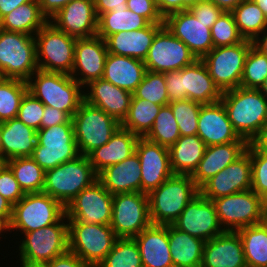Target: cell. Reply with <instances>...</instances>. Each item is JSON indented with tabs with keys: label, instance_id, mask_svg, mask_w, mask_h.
I'll use <instances>...</instances> for the list:
<instances>
[{
	"label": "cell",
	"instance_id": "cell-5",
	"mask_svg": "<svg viewBox=\"0 0 267 267\" xmlns=\"http://www.w3.org/2000/svg\"><path fill=\"white\" fill-rule=\"evenodd\" d=\"M38 69L35 36L0 29V78L27 81Z\"/></svg>",
	"mask_w": 267,
	"mask_h": 267
},
{
	"label": "cell",
	"instance_id": "cell-57",
	"mask_svg": "<svg viewBox=\"0 0 267 267\" xmlns=\"http://www.w3.org/2000/svg\"><path fill=\"white\" fill-rule=\"evenodd\" d=\"M73 0H39V5L43 15L48 21L58 13L65 5Z\"/></svg>",
	"mask_w": 267,
	"mask_h": 267
},
{
	"label": "cell",
	"instance_id": "cell-9",
	"mask_svg": "<svg viewBox=\"0 0 267 267\" xmlns=\"http://www.w3.org/2000/svg\"><path fill=\"white\" fill-rule=\"evenodd\" d=\"M17 246L15 252H18V258L29 262L47 263L67 252L69 239L66 215L55 224L24 233Z\"/></svg>",
	"mask_w": 267,
	"mask_h": 267
},
{
	"label": "cell",
	"instance_id": "cell-65",
	"mask_svg": "<svg viewBox=\"0 0 267 267\" xmlns=\"http://www.w3.org/2000/svg\"><path fill=\"white\" fill-rule=\"evenodd\" d=\"M10 233V222L2 215H0V238L4 237V234Z\"/></svg>",
	"mask_w": 267,
	"mask_h": 267
},
{
	"label": "cell",
	"instance_id": "cell-45",
	"mask_svg": "<svg viewBox=\"0 0 267 267\" xmlns=\"http://www.w3.org/2000/svg\"><path fill=\"white\" fill-rule=\"evenodd\" d=\"M133 96L157 105H168L170 102L166 91L164 73L147 70L143 80L133 92Z\"/></svg>",
	"mask_w": 267,
	"mask_h": 267
},
{
	"label": "cell",
	"instance_id": "cell-68",
	"mask_svg": "<svg viewBox=\"0 0 267 267\" xmlns=\"http://www.w3.org/2000/svg\"><path fill=\"white\" fill-rule=\"evenodd\" d=\"M258 7L263 11L264 15L267 17V0H252Z\"/></svg>",
	"mask_w": 267,
	"mask_h": 267
},
{
	"label": "cell",
	"instance_id": "cell-58",
	"mask_svg": "<svg viewBox=\"0 0 267 267\" xmlns=\"http://www.w3.org/2000/svg\"><path fill=\"white\" fill-rule=\"evenodd\" d=\"M155 3L163 18L171 13L184 10V0H155Z\"/></svg>",
	"mask_w": 267,
	"mask_h": 267
},
{
	"label": "cell",
	"instance_id": "cell-7",
	"mask_svg": "<svg viewBox=\"0 0 267 267\" xmlns=\"http://www.w3.org/2000/svg\"><path fill=\"white\" fill-rule=\"evenodd\" d=\"M72 121L79 154L84 156L106 144L121 126L116 119L85 100L79 105Z\"/></svg>",
	"mask_w": 267,
	"mask_h": 267
},
{
	"label": "cell",
	"instance_id": "cell-21",
	"mask_svg": "<svg viewBox=\"0 0 267 267\" xmlns=\"http://www.w3.org/2000/svg\"><path fill=\"white\" fill-rule=\"evenodd\" d=\"M49 22L76 39L96 36L98 17L94 0H73L56 13Z\"/></svg>",
	"mask_w": 267,
	"mask_h": 267
},
{
	"label": "cell",
	"instance_id": "cell-69",
	"mask_svg": "<svg viewBox=\"0 0 267 267\" xmlns=\"http://www.w3.org/2000/svg\"><path fill=\"white\" fill-rule=\"evenodd\" d=\"M259 90L267 98V77L264 80L263 84L260 86Z\"/></svg>",
	"mask_w": 267,
	"mask_h": 267
},
{
	"label": "cell",
	"instance_id": "cell-6",
	"mask_svg": "<svg viewBox=\"0 0 267 267\" xmlns=\"http://www.w3.org/2000/svg\"><path fill=\"white\" fill-rule=\"evenodd\" d=\"M64 215L65 207L50 195L43 192L25 193L13 205L10 234L13 232L22 237L24 233L57 223Z\"/></svg>",
	"mask_w": 267,
	"mask_h": 267
},
{
	"label": "cell",
	"instance_id": "cell-54",
	"mask_svg": "<svg viewBox=\"0 0 267 267\" xmlns=\"http://www.w3.org/2000/svg\"><path fill=\"white\" fill-rule=\"evenodd\" d=\"M164 77L166 80V91L169 102L175 100H186L187 92L184 90L181 70L166 72L164 73Z\"/></svg>",
	"mask_w": 267,
	"mask_h": 267
},
{
	"label": "cell",
	"instance_id": "cell-18",
	"mask_svg": "<svg viewBox=\"0 0 267 267\" xmlns=\"http://www.w3.org/2000/svg\"><path fill=\"white\" fill-rule=\"evenodd\" d=\"M164 25L189 48L196 59H202L214 48L211 28L197 20L189 9L167 15Z\"/></svg>",
	"mask_w": 267,
	"mask_h": 267
},
{
	"label": "cell",
	"instance_id": "cell-27",
	"mask_svg": "<svg viewBox=\"0 0 267 267\" xmlns=\"http://www.w3.org/2000/svg\"><path fill=\"white\" fill-rule=\"evenodd\" d=\"M164 24L150 23L147 27L134 31H122L106 37L108 53L128 56L144 61L156 33Z\"/></svg>",
	"mask_w": 267,
	"mask_h": 267
},
{
	"label": "cell",
	"instance_id": "cell-12",
	"mask_svg": "<svg viewBox=\"0 0 267 267\" xmlns=\"http://www.w3.org/2000/svg\"><path fill=\"white\" fill-rule=\"evenodd\" d=\"M252 45V41L244 40L231 46L214 47L201 59L222 92L240 86L246 57Z\"/></svg>",
	"mask_w": 267,
	"mask_h": 267
},
{
	"label": "cell",
	"instance_id": "cell-2",
	"mask_svg": "<svg viewBox=\"0 0 267 267\" xmlns=\"http://www.w3.org/2000/svg\"><path fill=\"white\" fill-rule=\"evenodd\" d=\"M28 92L44 105L71 118L84 100L83 87L69 74L38 69L28 80Z\"/></svg>",
	"mask_w": 267,
	"mask_h": 267
},
{
	"label": "cell",
	"instance_id": "cell-33",
	"mask_svg": "<svg viewBox=\"0 0 267 267\" xmlns=\"http://www.w3.org/2000/svg\"><path fill=\"white\" fill-rule=\"evenodd\" d=\"M146 71L142 60L108 53L102 79L133 93L143 80Z\"/></svg>",
	"mask_w": 267,
	"mask_h": 267
},
{
	"label": "cell",
	"instance_id": "cell-64",
	"mask_svg": "<svg viewBox=\"0 0 267 267\" xmlns=\"http://www.w3.org/2000/svg\"><path fill=\"white\" fill-rule=\"evenodd\" d=\"M260 149L267 150V122L264 124L260 134L253 140Z\"/></svg>",
	"mask_w": 267,
	"mask_h": 267
},
{
	"label": "cell",
	"instance_id": "cell-61",
	"mask_svg": "<svg viewBox=\"0 0 267 267\" xmlns=\"http://www.w3.org/2000/svg\"><path fill=\"white\" fill-rule=\"evenodd\" d=\"M225 12H231L244 0H210Z\"/></svg>",
	"mask_w": 267,
	"mask_h": 267
},
{
	"label": "cell",
	"instance_id": "cell-39",
	"mask_svg": "<svg viewBox=\"0 0 267 267\" xmlns=\"http://www.w3.org/2000/svg\"><path fill=\"white\" fill-rule=\"evenodd\" d=\"M237 232L243 243L247 267H267V230L263 225L243 227Z\"/></svg>",
	"mask_w": 267,
	"mask_h": 267
},
{
	"label": "cell",
	"instance_id": "cell-29",
	"mask_svg": "<svg viewBox=\"0 0 267 267\" xmlns=\"http://www.w3.org/2000/svg\"><path fill=\"white\" fill-rule=\"evenodd\" d=\"M141 165L136 153L120 163L106 167L98 174V180L112 195L141 192Z\"/></svg>",
	"mask_w": 267,
	"mask_h": 267
},
{
	"label": "cell",
	"instance_id": "cell-72",
	"mask_svg": "<svg viewBox=\"0 0 267 267\" xmlns=\"http://www.w3.org/2000/svg\"><path fill=\"white\" fill-rule=\"evenodd\" d=\"M4 162L0 159V167H1V165L3 164Z\"/></svg>",
	"mask_w": 267,
	"mask_h": 267
},
{
	"label": "cell",
	"instance_id": "cell-52",
	"mask_svg": "<svg viewBox=\"0 0 267 267\" xmlns=\"http://www.w3.org/2000/svg\"><path fill=\"white\" fill-rule=\"evenodd\" d=\"M127 8L144 17L149 23L164 24V18L159 13L155 0H127Z\"/></svg>",
	"mask_w": 267,
	"mask_h": 267
},
{
	"label": "cell",
	"instance_id": "cell-23",
	"mask_svg": "<svg viewBox=\"0 0 267 267\" xmlns=\"http://www.w3.org/2000/svg\"><path fill=\"white\" fill-rule=\"evenodd\" d=\"M83 94L87 103L100 108L119 123L127 116L133 96V93L102 78L84 86Z\"/></svg>",
	"mask_w": 267,
	"mask_h": 267
},
{
	"label": "cell",
	"instance_id": "cell-38",
	"mask_svg": "<svg viewBox=\"0 0 267 267\" xmlns=\"http://www.w3.org/2000/svg\"><path fill=\"white\" fill-rule=\"evenodd\" d=\"M231 13L245 40L253 42L267 28V17L252 0L242 1Z\"/></svg>",
	"mask_w": 267,
	"mask_h": 267
},
{
	"label": "cell",
	"instance_id": "cell-41",
	"mask_svg": "<svg viewBox=\"0 0 267 267\" xmlns=\"http://www.w3.org/2000/svg\"><path fill=\"white\" fill-rule=\"evenodd\" d=\"M13 171L24 193H40L44 187L45 170L31 157L9 159L5 162Z\"/></svg>",
	"mask_w": 267,
	"mask_h": 267
},
{
	"label": "cell",
	"instance_id": "cell-17",
	"mask_svg": "<svg viewBox=\"0 0 267 267\" xmlns=\"http://www.w3.org/2000/svg\"><path fill=\"white\" fill-rule=\"evenodd\" d=\"M172 225L205 242L224 232L213 202L201 193L186 205Z\"/></svg>",
	"mask_w": 267,
	"mask_h": 267
},
{
	"label": "cell",
	"instance_id": "cell-53",
	"mask_svg": "<svg viewBox=\"0 0 267 267\" xmlns=\"http://www.w3.org/2000/svg\"><path fill=\"white\" fill-rule=\"evenodd\" d=\"M188 9L192 12L197 20L208 24V28H211L224 12L210 0L199 1L198 3L190 5Z\"/></svg>",
	"mask_w": 267,
	"mask_h": 267
},
{
	"label": "cell",
	"instance_id": "cell-55",
	"mask_svg": "<svg viewBox=\"0 0 267 267\" xmlns=\"http://www.w3.org/2000/svg\"><path fill=\"white\" fill-rule=\"evenodd\" d=\"M70 119L71 117L66 112L45 105L41 128L67 123Z\"/></svg>",
	"mask_w": 267,
	"mask_h": 267
},
{
	"label": "cell",
	"instance_id": "cell-71",
	"mask_svg": "<svg viewBox=\"0 0 267 267\" xmlns=\"http://www.w3.org/2000/svg\"><path fill=\"white\" fill-rule=\"evenodd\" d=\"M0 159L2 160L1 122H0Z\"/></svg>",
	"mask_w": 267,
	"mask_h": 267
},
{
	"label": "cell",
	"instance_id": "cell-13",
	"mask_svg": "<svg viewBox=\"0 0 267 267\" xmlns=\"http://www.w3.org/2000/svg\"><path fill=\"white\" fill-rule=\"evenodd\" d=\"M224 231L259 224L265 200L252 189L212 200Z\"/></svg>",
	"mask_w": 267,
	"mask_h": 267
},
{
	"label": "cell",
	"instance_id": "cell-32",
	"mask_svg": "<svg viewBox=\"0 0 267 267\" xmlns=\"http://www.w3.org/2000/svg\"><path fill=\"white\" fill-rule=\"evenodd\" d=\"M181 78L187 99L203 105L221 100L223 92L215 84L201 59H196L192 64L182 68Z\"/></svg>",
	"mask_w": 267,
	"mask_h": 267
},
{
	"label": "cell",
	"instance_id": "cell-42",
	"mask_svg": "<svg viewBox=\"0 0 267 267\" xmlns=\"http://www.w3.org/2000/svg\"><path fill=\"white\" fill-rule=\"evenodd\" d=\"M27 92V81L0 78V122L17 117L21 101Z\"/></svg>",
	"mask_w": 267,
	"mask_h": 267
},
{
	"label": "cell",
	"instance_id": "cell-40",
	"mask_svg": "<svg viewBox=\"0 0 267 267\" xmlns=\"http://www.w3.org/2000/svg\"><path fill=\"white\" fill-rule=\"evenodd\" d=\"M161 105L132 96L129 111L121 127L138 137H145L151 130Z\"/></svg>",
	"mask_w": 267,
	"mask_h": 267
},
{
	"label": "cell",
	"instance_id": "cell-15",
	"mask_svg": "<svg viewBox=\"0 0 267 267\" xmlns=\"http://www.w3.org/2000/svg\"><path fill=\"white\" fill-rule=\"evenodd\" d=\"M113 195L97 180L83 189L65 207L67 221L87 224L110 225L112 220Z\"/></svg>",
	"mask_w": 267,
	"mask_h": 267
},
{
	"label": "cell",
	"instance_id": "cell-62",
	"mask_svg": "<svg viewBox=\"0 0 267 267\" xmlns=\"http://www.w3.org/2000/svg\"><path fill=\"white\" fill-rule=\"evenodd\" d=\"M253 46L267 55V28L253 41Z\"/></svg>",
	"mask_w": 267,
	"mask_h": 267
},
{
	"label": "cell",
	"instance_id": "cell-25",
	"mask_svg": "<svg viewBox=\"0 0 267 267\" xmlns=\"http://www.w3.org/2000/svg\"><path fill=\"white\" fill-rule=\"evenodd\" d=\"M200 267H247L237 231H224L206 241Z\"/></svg>",
	"mask_w": 267,
	"mask_h": 267
},
{
	"label": "cell",
	"instance_id": "cell-31",
	"mask_svg": "<svg viewBox=\"0 0 267 267\" xmlns=\"http://www.w3.org/2000/svg\"><path fill=\"white\" fill-rule=\"evenodd\" d=\"M138 138L137 135L120 126L106 144L87 156L95 172L99 174L106 167L129 158L135 153Z\"/></svg>",
	"mask_w": 267,
	"mask_h": 267
},
{
	"label": "cell",
	"instance_id": "cell-44",
	"mask_svg": "<svg viewBox=\"0 0 267 267\" xmlns=\"http://www.w3.org/2000/svg\"><path fill=\"white\" fill-rule=\"evenodd\" d=\"M97 267H143L134 238H118L111 251Z\"/></svg>",
	"mask_w": 267,
	"mask_h": 267
},
{
	"label": "cell",
	"instance_id": "cell-56",
	"mask_svg": "<svg viewBox=\"0 0 267 267\" xmlns=\"http://www.w3.org/2000/svg\"><path fill=\"white\" fill-rule=\"evenodd\" d=\"M47 265L48 267H91L69 250L47 262Z\"/></svg>",
	"mask_w": 267,
	"mask_h": 267
},
{
	"label": "cell",
	"instance_id": "cell-36",
	"mask_svg": "<svg viewBox=\"0 0 267 267\" xmlns=\"http://www.w3.org/2000/svg\"><path fill=\"white\" fill-rule=\"evenodd\" d=\"M47 22L48 19L41 11L39 0H31L5 15L0 20V29L35 36Z\"/></svg>",
	"mask_w": 267,
	"mask_h": 267
},
{
	"label": "cell",
	"instance_id": "cell-35",
	"mask_svg": "<svg viewBox=\"0 0 267 267\" xmlns=\"http://www.w3.org/2000/svg\"><path fill=\"white\" fill-rule=\"evenodd\" d=\"M168 241L174 267H200L205 241L168 225Z\"/></svg>",
	"mask_w": 267,
	"mask_h": 267
},
{
	"label": "cell",
	"instance_id": "cell-60",
	"mask_svg": "<svg viewBox=\"0 0 267 267\" xmlns=\"http://www.w3.org/2000/svg\"><path fill=\"white\" fill-rule=\"evenodd\" d=\"M31 0H0V20L18 6Z\"/></svg>",
	"mask_w": 267,
	"mask_h": 267
},
{
	"label": "cell",
	"instance_id": "cell-19",
	"mask_svg": "<svg viewBox=\"0 0 267 267\" xmlns=\"http://www.w3.org/2000/svg\"><path fill=\"white\" fill-rule=\"evenodd\" d=\"M141 165V192L149 194L173 175L169 148L139 137L135 146Z\"/></svg>",
	"mask_w": 267,
	"mask_h": 267
},
{
	"label": "cell",
	"instance_id": "cell-59",
	"mask_svg": "<svg viewBox=\"0 0 267 267\" xmlns=\"http://www.w3.org/2000/svg\"><path fill=\"white\" fill-rule=\"evenodd\" d=\"M127 0H94L97 17L113 9L127 8Z\"/></svg>",
	"mask_w": 267,
	"mask_h": 267
},
{
	"label": "cell",
	"instance_id": "cell-46",
	"mask_svg": "<svg viewBox=\"0 0 267 267\" xmlns=\"http://www.w3.org/2000/svg\"><path fill=\"white\" fill-rule=\"evenodd\" d=\"M267 77V55L253 45L246 57L240 87L259 89Z\"/></svg>",
	"mask_w": 267,
	"mask_h": 267
},
{
	"label": "cell",
	"instance_id": "cell-14",
	"mask_svg": "<svg viewBox=\"0 0 267 267\" xmlns=\"http://www.w3.org/2000/svg\"><path fill=\"white\" fill-rule=\"evenodd\" d=\"M151 224L148 194L133 192L113 195L110 227L118 238H134Z\"/></svg>",
	"mask_w": 267,
	"mask_h": 267
},
{
	"label": "cell",
	"instance_id": "cell-28",
	"mask_svg": "<svg viewBox=\"0 0 267 267\" xmlns=\"http://www.w3.org/2000/svg\"><path fill=\"white\" fill-rule=\"evenodd\" d=\"M143 267H174L168 241V225H154L134 237Z\"/></svg>",
	"mask_w": 267,
	"mask_h": 267
},
{
	"label": "cell",
	"instance_id": "cell-70",
	"mask_svg": "<svg viewBox=\"0 0 267 267\" xmlns=\"http://www.w3.org/2000/svg\"><path fill=\"white\" fill-rule=\"evenodd\" d=\"M203 0H184V10L188 9L190 5L198 3Z\"/></svg>",
	"mask_w": 267,
	"mask_h": 267
},
{
	"label": "cell",
	"instance_id": "cell-16",
	"mask_svg": "<svg viewBox=\"0 0 267 267\" xmlns=\"http://www.w3.org/2000/svg\"><path fill=\"white\" fill-rule=\"evenodd\" d=\"M196 57L164 25L153 39L144 64L148 71L166 73L192 64Z\"/></svg>",
	"mask_w": 267,
	"mask_h": 267
},
{
	"label": "cell",
	"instance_id": "cell-37",
	"mask_svg": "<svg viewBox=\"0 0 267 267\" xmlns=\"http://www.w3.org/2000/svg\"><path fill=\"white\" fill-rule=\"evenodd\" d=\"M150 23L128 8L113 9L98 17L97 36L106 37L122 31H134L145 28Z\"/></svg>",
	"mask_w": 267,
	"mask_h": 267
},
{
	"label": "cell",
	"instance_id": "cell-63",
	"mask_svg": "<svg viewBox=\"0 0 267 267\" xmlns=\"http://www.w3.org/2000/svg\"><path fill=\"white\" fill-rule=\"evenodd\" d=\"M13 205L0 195V215L4 216L9 222L12 217Z\"/></svg>",
	"mask_w": 267,
	"mask_h": 267
},
{
	"label": "cell",
	"instance_id": "cell-24",
	"mask_svg": "<svg viewBox=\"0 0 267 267\" xmlns=\"http://www.w3.org/2000/svg\"><path fill=\"white\" fill-rule=\"evenodd\" d=\"M197 135L204 141L206 146L245 140L233 128L221 101L201 106Z\"/></svg>",
	"mask_w": 267,
	"mask_h": 267
},
{
	"label": "cell",
	"instance_id": "cell-11",
	"mask_svg": "<svg viewBox=\"0 0 267 267\" xmlns=\"http://www.w3.org/2000/svg\"><path fill=\"white\" fill-rule=\"evenodd\" d=\"M72 118L37 131V145L30 156L45 171L78 157Z\"/></svg>",
	"mask_w": 267,
	"mask_h": 267
},
{
	"label": "cell",
	"instance_id": "cell-20",
	"mask_svg": "<svg viewBox=\"0 0 267 267\" xmlns=\"http://www.w3.org/2000/svg\"><path fill=\"white\" fill-rule=\"evenodd\" d=\"M251 160L246 150L234 162L207 180L200 188V193L211 201L251 189Z\"/></svg>",
	"mask_w": 267,
	"mask_h": 267
},
{
	"label": "cell",
	"instance_id": "cell-50",
	"mask_svg": "<svg viewBox=\"0 0 267 267\" xmlns=\"http://www.w3.org/2000/svg\"><path fill=\"white\" fill-rule=\"evenodd\" d=\"M45 105L31 93L27 92L19 107L17 118L28 127L38 131L41 129V120Z\"/></svg>",
	"mask_w": 267,
	"mask_h": 267
},
{
	"label": "cell",
	"instance_id": "cell-67",
	"mask_svg": "<svg viewBox=\"0 0 267 267\" xmlns=\"http://www.w3.org/2000/svg\"><path fill=\"white\" fill-rule=\"evenodd\" d=\"M263 227L267 230V200H265L264 207L262 210L261 222Z\"/></svg>",
	"mask_w": 267,
	"mask_h": 267
},
{
	"label": "cell",
	"instance_id": "cell-47",
	"mask_svg": "<svg viewBox=\"0 0 267 267\" xmlns=\"http://www.w3.org/2000/svg\"><path fill=\"white\" fill-rule=\"evenodd\" d=\"M178 123L180 136L197 135L198 117L203 104L186 100H175L168 104Z\"/></svg>",
	"mask_w": 267,
	"mask_h": 267
},
{
	"label": "cell",
	"instance_id": "cell-4",
	"mask_svg": "<svg viewBox=\"0 0 267 267\" xmlns=\"http://www.w3.org/2000/svg\"><path fill=\"white\" fill-rule=\"evenodd\" d=\"M97 180L98 174L89 158L80 154L73 160L46 170L42 192L66 207L83 189Z\"/></svg>",
	"mask_w": 267,
	"mask_h": 267
},
{
	"label": "cell",
	"instance_id": "cell-10",
	"mask_svg": "<svg viewBox=\"0 0 267 267\" xmlns=\"http://www.w3.org/2000/svg\"><path fill=\"white\" fill-rule=\"evenodd\" d=\"M38 68L71 74L76 38L57 29L49 21L35 34Z\"/></svg>",
	"mask_w": 267,
	"mask_h": 267
},
{
	"label": "cell",
	"instance_id": "cell-48",
	"mask_svg": "<svg viewBox=\"0 0 267 267\" xmlns=\"http://www.w3.org/2000/svg\"><path fill=\"white\" fill-rule=\"evenodd\" d=\"M251 160V189L264 200H267V150L258 148L250 142L246 149Z\"/></svg>",
	"mask_w": 267,
	"mask_h": 267
},
{
	"label": "cell",
	"instance_id": "cell-3",
	"mask_svg": "<svg viewBox=\"0 0 267 267\" xmlns=\"http://www.w3.org/2000/svg\"><path fill=\"white\" fill-rule=\"evenodd\" d=\"M200 193L191 175L173 174L148 194L149 215L154 225H170Z\"/></svg>",
	"mask_w": 267,
	"mask_h": 267
},
{
	"label": "cell",
	"instance_id": "cell-26",
	"mask_svg": "<svg viewBox=\"0 0 267 267\" xmlns=\"http://www.w3.org/2000/svg\"><path fill=\"white\" fill-rule=\"evenodd\" d=\"M246 140L207 146L197 169L191 175L200 188L207 180L222 171L226 166L239 158L247 149Z\"/></svg>",
	"mask_w": 267,
	"mask_h": 267
},
{
	"label": "cell",
	"instance_id": "cell-1",
	"mask_svg": "<svg viewBox=\"0 0 267 267\" xmlns=\"http://www.w3.org/2000/svg\"><path fill=\"white\" fill-rule=\"evenodd\" d=\"M220 101L238 135L253 142L267 122V98L259 89L239 86L224 91Z\"/></svg>",
	"mask_w": 267,
	"mask_h": 267
},
{
	"label": "cell",
	"instance_id": "cell-34",
	"mask_svg": "<svg viewBox=\"0 0 267 267\" xmlns=\"http://www.w3.org/2000/svg\"><path fill=\"white\" fill-rule=\"evenodd\" d=\"M206 147L198 135L180 136L169 148L173 174L192 175L203 158Z\"/></svg>",
	"mask_w": 267,
	"mask_h": 267
},
{
	"label": "cell",
	"instance_id": "cell-8",
	"mask_svg": "<svg viewBox=\"0 0 267 267\" xmlns=\"http://www.w3.org/2000/svg\"><path fill=\"white\" fill-rule=\"evenodd\" d=\"M69 251L91 267H97L111 251L118 237L110 225L68 221Z\"/></svg>",
	"mask_w": 267,
	"mask_h": 267
},
{
	"label": "cell",
	"instance_id": "cell-30",
	"mask_svg": "<svg viewBox=\"0 0 267 267\" xmlns=\"http://www.w3.org/2000/svg\"><path fill=\"white\" fill-rule=\"evenodd\" d=\"M2 161L30 157L37 145V131L17 117L1 122Z\"/></svg>",
	"mask_w": 267,
	"mask_h": 267
},
{
	"label": "cell",
	"instance_id": "cell-43",
	"mask_svg": "<svg viewBox=\"0 0 267 267\" xmlns=\"http://www.w3.org/2000/svg\"><path fill=\"white\" fill-rule=\"evenodd\" d=\"M180 137L178 123L169 105L162 106L146 139L170 148Z\"/></svg>",
	"mask_w": 267,
	"mask_h": 267
},
{
	"label": "cell",
	"instance_id": "cell-51",
	"mask_svg": "<svg viewBox=\"0 0 267 267\" xmlns=\"http://www.w3.org/2000/svg\"><path fill=\"white\" fill-rule=\"evenodd\" d=\"M0 195L15 205L25 195L11 168L3 163L0 167Z\"/></svg>",
	"mask_w": 267,
	"mask_h": 267
},
{
	"label": "cell",
	"instance_id": "cell-49",
	"mask_svg": "<svg viewBox=\"0 0 267 267\" xmlns=\"http://www.w3.org/2000/svg\"><path fill=\"white\" fill-rule=\"evenodd\" d=\"M213 47L231 46L245 39L239 33L231 12H223L211 27Z\"/></svg>",
	"mask_w": 267,
	"mask_h": 267
},
{
	"label": "cell",
	"instance_id": "cell-66",
	"mask_svg": "<svg viewBox=\"0 0 267 267\" xmlns=\"http://www.w3.org/2000/svg\"><path fill=\"white\" fill-rule=\"evenodd\" d=\"M20 264H17L18 267H48L47 263H40V262H29L23 259H18Z\"/></svg>",
	"mask_w": 267,
	"mask_h": 267
},
{
	"label": "cell",
	"instance_id": "cell-22",
	"mask_svg": "<svg viewBox=\"0 0 267 267\" xmlns=\"http://www.w3.org/2000/svg\"><path fill=\"white\" fill-rule=\"evenodd\" d=\"M108 51L105 40L99 36L76 39L74 66L71 76L82 86L101 79Z\"/></svg>",
	"mask_w": 267,
	"mask_h": 267
}]
</instances>
